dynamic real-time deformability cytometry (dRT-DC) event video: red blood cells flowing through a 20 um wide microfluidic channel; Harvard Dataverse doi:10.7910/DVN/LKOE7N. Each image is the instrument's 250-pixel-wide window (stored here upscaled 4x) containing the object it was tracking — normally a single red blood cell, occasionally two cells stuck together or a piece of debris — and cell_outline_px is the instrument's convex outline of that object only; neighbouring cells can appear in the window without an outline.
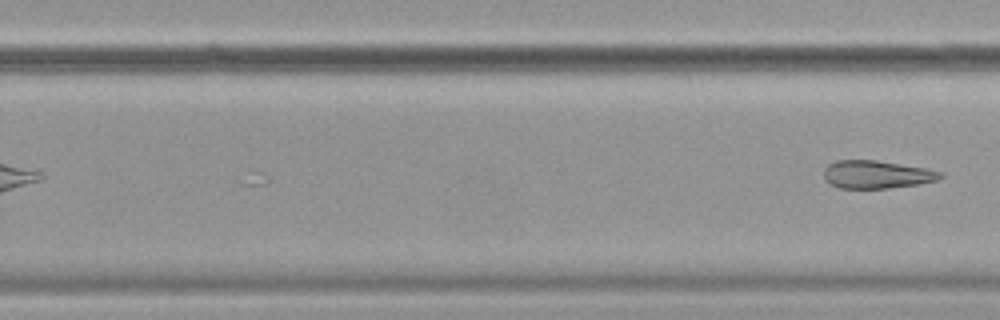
{"species": "common noctule bat (a hibernating species)", "species_latin": "Nyctalus noctula", "temperature_condition": "cold", "stored_images_in_passage": 29, "camera_frame_rate_fps": 3000, "um_per_image_px": 0.085, "animal": {"sex": "female", "body_mass_g": 19.9}, "frame": {"image": 1, "passage_image": 29, "time_ms": 9.333, "image_size_px": [1000, 320], "cell_outline_px": [[944, 176], [936, 180], [920, 184], [888, 188], [840, 188], [824, 180], [824, 168], [828, 164], [836, 160], [876, 160], [928, 168], [944, 172]], "centroid_in_image_um": [74.54, 14.82], "position_along_channel_um": 255.3, "area_um2": 19.13}}